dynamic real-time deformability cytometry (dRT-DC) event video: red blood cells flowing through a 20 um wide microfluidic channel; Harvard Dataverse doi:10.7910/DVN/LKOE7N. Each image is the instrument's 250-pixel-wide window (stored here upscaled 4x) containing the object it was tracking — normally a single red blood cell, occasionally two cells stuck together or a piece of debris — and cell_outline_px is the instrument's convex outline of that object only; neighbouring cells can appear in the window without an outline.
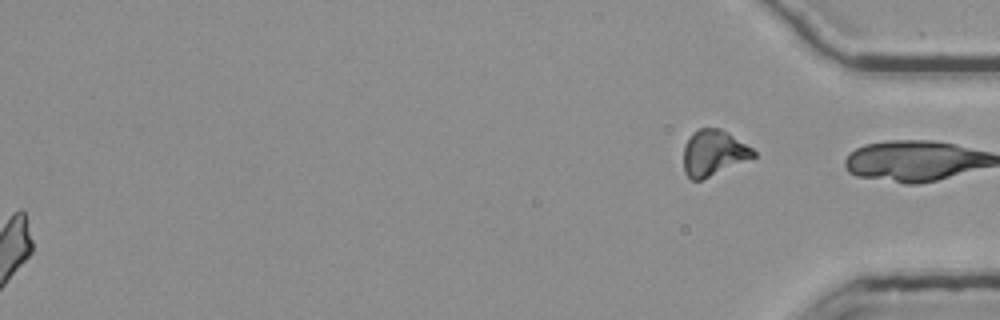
{"species": "common noctule bat (a hibernating species)", "species_latin": "Nyctalus noctula", "temperature_condition": "room temperature", "stored_images_in_passage": 55, "segment_of_instrument_passage": [2, 2], "camera_frame_rate_fps": 3000, "um_per_image_px": 0.085, "animal": {"sex": "female", "body_mass_g": 25.1}, "frame": {"image": 1, "passage_image": 55, "time_ms": 18.0, "image_size_px": [1000, 320], "cell_outline_px": [[756, 156], [700, 180], [692, 180], [684, 172], [684, 144], [692, 132], [700, 128], [720, 128], [728, 132], [752, 148], [756, 152]], "centroid_in_image_um": [60.63, 12.97], "position_along_channel_um": 374.6, "area_um2": 18.44}}